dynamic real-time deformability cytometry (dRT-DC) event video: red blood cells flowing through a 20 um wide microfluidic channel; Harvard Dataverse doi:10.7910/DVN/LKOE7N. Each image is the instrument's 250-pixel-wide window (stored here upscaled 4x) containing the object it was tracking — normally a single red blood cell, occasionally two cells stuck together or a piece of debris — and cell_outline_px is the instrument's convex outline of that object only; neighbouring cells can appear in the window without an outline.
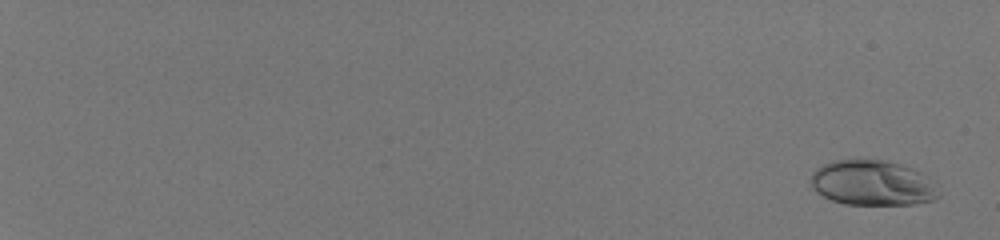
{"species": "human", "species_latin": "Homo sapiens", "temperature_condition": "room temperature", "stored_images_in_passage": 56, "camera_frame_rate_fps": 3000, "um_per_image_px": 0.085, "donor": {"sex": "male"}, "frame": {"image": 1, "passage_image": 3, "time_ms": 0.667, "image_size_px": [1000, 240], "cell_outline_px": [[940, 196], [932, 200], [912, 204], [844, 204], [832, 200], [816, 192], [812, 188], [812, 172], [816, 168], [832, 160], [884, 160], [900, 164], [912, 168], [920, 172]], "centroid_in_image_um": [74.08, 15.55], "position_along_channel_um": 10.9, "area_um2": 33.0}}
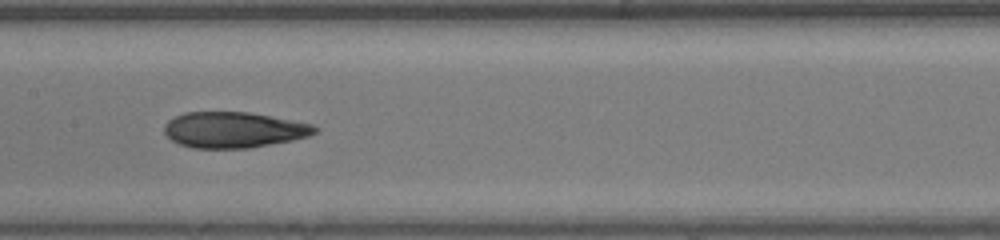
{"frame": {"image": 2, "passage_image": 35, "time_ms": 11.333, "image_size_px": [1000, 240], "cell_outline_px": [[320, 128], [316, 132], [308, 136], [292, 140], [248, 148], [192, 148], [180, 144], [172, 140], [164, 132], [164, 124], [168, 120], [184, 112], [248, 112], [292, 120], [312, 124]], "centroid_in_image_um": [19.86, 11.03], "position_along_channel_um": 187.5, "area_um2": 31.33}}
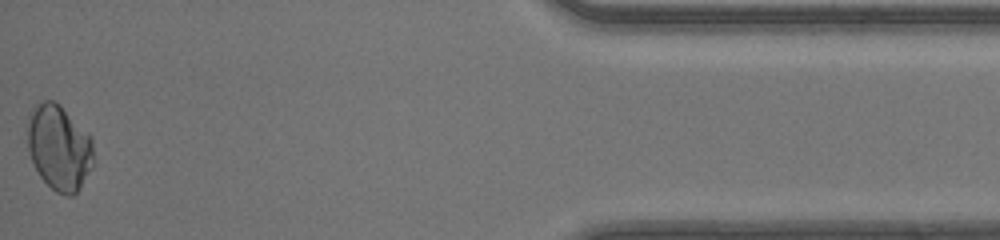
{"frame": {"image": 3, "passage_image": 56, "time_ms": 18.333, "image_size_px": [1000, 240], "cell_outline_px": [[92, 168], [80, 188], [72, 196], [64, 196], [56, 192], [40, 176], [28, 152], [28, 112], [36, 104], [44, 100], [52, 100], [60, 104], [92, 136]], "centroid_in_image_um": [5.02, 12.52], "position_along_channel_um": 430.2, "area_um2": 33.0}, "authors_computed_cell_mechanics": {"area_um2": 32.1657, "velocity_mm_per_s": 4.2274, "shape_relaxation_time_tau1_ms": 8.4285, "shape_relaxation_time_tau2_ms": 0.7696, "deformation_change_tau1": 0.2094, "deformation_change_tau2": 0.0486}}